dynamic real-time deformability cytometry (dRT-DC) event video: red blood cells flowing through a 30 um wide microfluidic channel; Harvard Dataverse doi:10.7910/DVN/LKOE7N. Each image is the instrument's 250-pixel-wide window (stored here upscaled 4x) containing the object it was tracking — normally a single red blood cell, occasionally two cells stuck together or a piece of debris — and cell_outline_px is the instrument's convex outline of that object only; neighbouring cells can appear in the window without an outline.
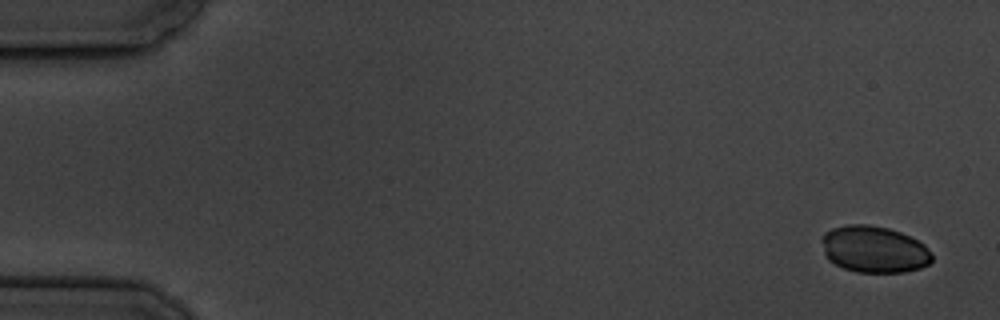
{"species": "common noctule bat (a hibernating species)", "species_latin": "Nyctalus noctula", "temperature_condition": "cold", "stored_images_in_passage": 5, "camera_frame_rate_fps": 3000, "um_per_image_px": 0.085, "animal": {"sex": "male", "body_mass_g": 19.5, "forearm_length_mm": 54.6}, "frame": {"image": 1, "passage_image": 1, "time_ms": 0.0, "image_size_px": [1000, 320], "cell_outline_px": [[932, 260], [928, 264], [920, 268], [904, 272], [856, 272], [844, 268], [828, 260], [824, 256], [820, 240], [820, 236], [824, 232], [832, 228], [848, 224], [868, 224], [888, 228], [900, 232], [924, 244], [932, 252]], "centroid_in_image_um": [74.25, 21.18], "position_along_channel_um": 10.7, "area_um2": 30.29}}